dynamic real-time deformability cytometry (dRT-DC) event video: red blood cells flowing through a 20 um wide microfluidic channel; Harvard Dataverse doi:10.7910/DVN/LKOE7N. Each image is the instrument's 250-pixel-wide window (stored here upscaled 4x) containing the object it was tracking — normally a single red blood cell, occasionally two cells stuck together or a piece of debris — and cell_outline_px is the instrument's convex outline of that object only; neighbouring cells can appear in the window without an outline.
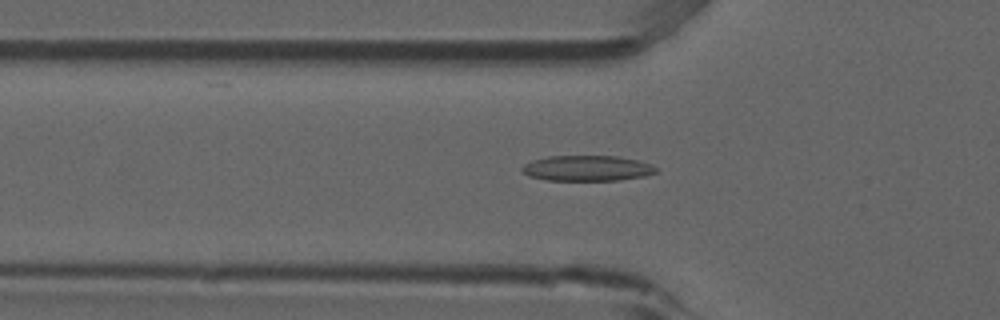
{"species": "common noctule bat (a hibernating species)", "species_latin": "Nyctalus noctula", "temperature_condition": "room temperature", "stored_images_in_passage": 53, "camera_frame_rate_fps": 3000, "um_per_image_px": 0.085, "animal": {"sex": "male", "forearm_length_mm": 52.5}, "frame": {"image": 1, "passage_image": 18, "time_ms": 5.667, "image_size_px": [1000, 320], "cell_outline_px": [[656, 172], [644, 176], [616, 180], [548, 180], [528, 176], [520, 168], [524, 164], [532, 160], [548, 156], [616, 156], [636, 160], [652, 164], [656, 168]], "centroid_in_image_um": [49.87, 14.29], "position_along_channel_um": 75.9, "area_um2": 19.77}}
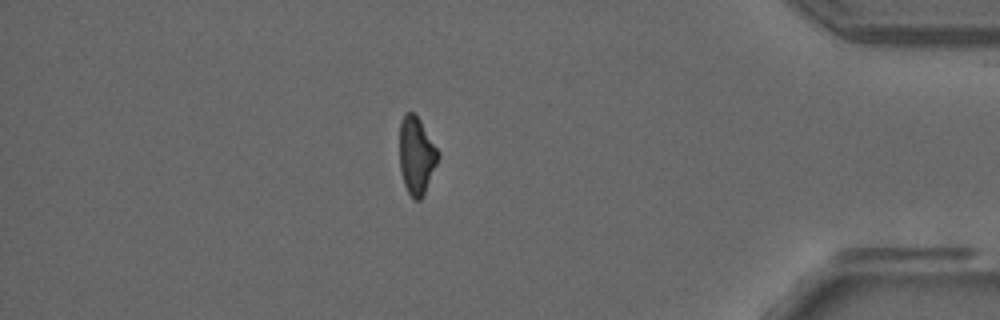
{"frame": {"image": 2, "passage_image": 46, "time_ms": 15.0, "image_size_px": [1000, 320], "cell_outline_px": [[440, 156], [424, 192], [420, 200], [412, 200], [404, 184], [400, 168], [400, 120], [404, 112], [412, 112], [420, 120], [440, 152]], "centroid_in_image_um": [35.39, 13.2], "position_along_channel_um": 399.8, "area_um2": 17.34}}
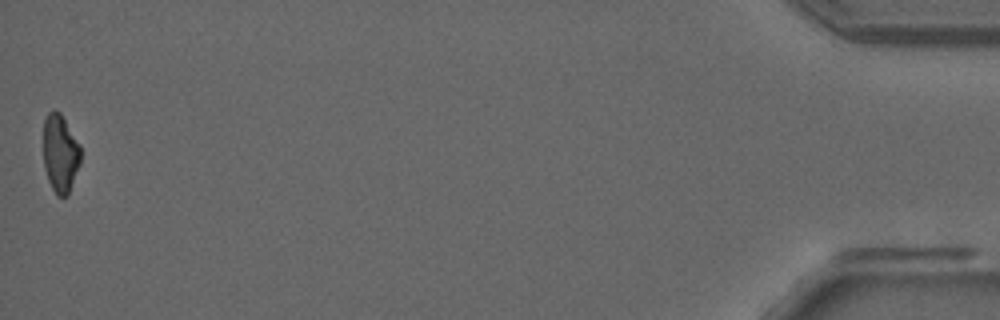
{"frame": {"image": 3, "passage_image": 53, "time_ms": 17.333, "image_size_px": [1000, 320], "cell_outline_px": [[80, 164], [68, 196], [56, 196], [48, 180], [44, 168], [44, 120], [48, 112], [52, 108], [60, 112], [80, 144]], "centroid_in_image_um": [5.12, 13.04], "position_along_channel_um": 430.1, "area_um2": 17.11}, "authors_computed_cell_mechanics": {"area_um2": 18.6116, "velocity_mm_per_s": 3.8938, "shape_relaxation_time_tau1_ms": null, "shape_relaxation_time_tau2_ms": 7.8824, "deformation_change_tau1": null, "deformation_change_tau2": 0.1906}}